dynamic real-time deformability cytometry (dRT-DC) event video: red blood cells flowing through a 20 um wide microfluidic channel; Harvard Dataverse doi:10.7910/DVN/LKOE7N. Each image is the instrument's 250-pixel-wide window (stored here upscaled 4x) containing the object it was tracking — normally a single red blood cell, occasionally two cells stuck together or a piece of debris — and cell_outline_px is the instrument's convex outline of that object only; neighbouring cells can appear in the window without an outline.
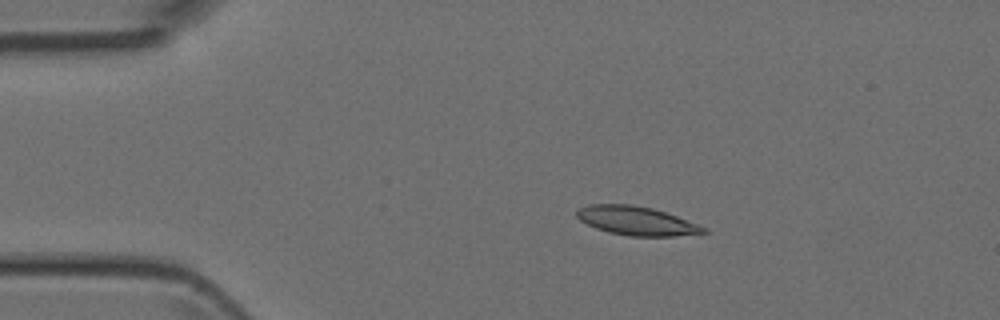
{"species": "Egyptian fruit bat (a non-hibernating species)", "species_latin": "Rousettus aegyptiacus", "temperature_condition": "room temperature", "stored_images_in_passage": 6, "camera_frame_rate_fps": 3000, "um_per_image_px": 0.085, "animal": {"sex": "female"}, "frame": {"image": 1, "passage_image": 1, "time_ms": 0.0, "image_size_px": [1000, 320], "cell_outline_px": [[708, 232], [672, 236], [628, 236], [608, 232], [596, 228], [580, 220], [576, 216], [576, 208], [588, 204], [628, 204], [652, 208], [676, 216], [708, 228]], "centroid_in_image_um": [54.06, 18.76], "position_along_channel_um": 30.9, "area_um2": 21.21}}
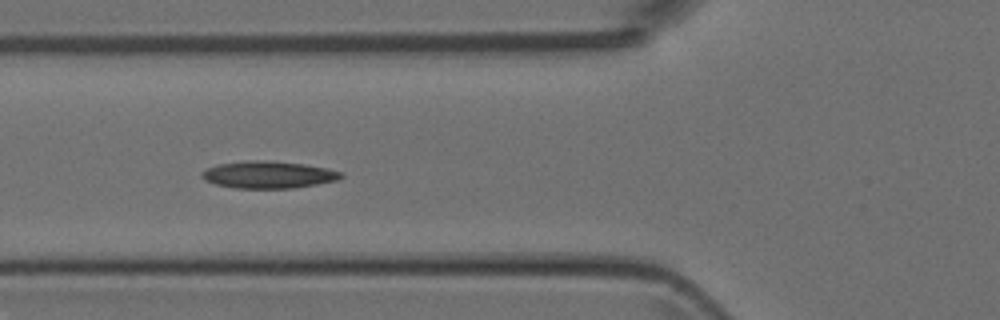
{"frame": {"image": 2, "passage_image": 4, "time_ms": 3.0, "image_size_px": [1000, 320], "cell_outline_px": [[344, 176], [336, 180], [316, 184], [292, 188], [236, 188], [216, 184], [204, 180], [200, 176], [200, 172], [208, 168], [220, 164], [244, 160], [268, 160], [304, 164], [328, 168], [344, 172]], "centroid_in_image_um": [22.81, 14.84], "position_along_channel_um": 103.0, "area_um2": 22.08}}
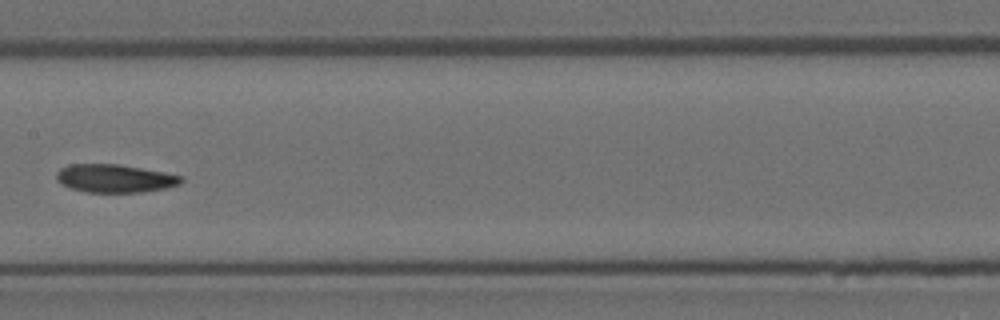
{"frame": {"image": 3, "passage_image": 6, "time_ms": 5.333, "image_size_px": [1000, 320], "cell_outline_px": [[184, 180], [180, 184], [168, 188], [140, 192], [88, 192], [68, 188], [60, 184], [56, 180], [56, 172], [60, 168], [72, 164], [120, 164], [164, 172], [184, 176]], "centroid_in_image_um": [9.76, 15.16], "position_along_channel_um": 197.6, "area_um2": 20.69}}